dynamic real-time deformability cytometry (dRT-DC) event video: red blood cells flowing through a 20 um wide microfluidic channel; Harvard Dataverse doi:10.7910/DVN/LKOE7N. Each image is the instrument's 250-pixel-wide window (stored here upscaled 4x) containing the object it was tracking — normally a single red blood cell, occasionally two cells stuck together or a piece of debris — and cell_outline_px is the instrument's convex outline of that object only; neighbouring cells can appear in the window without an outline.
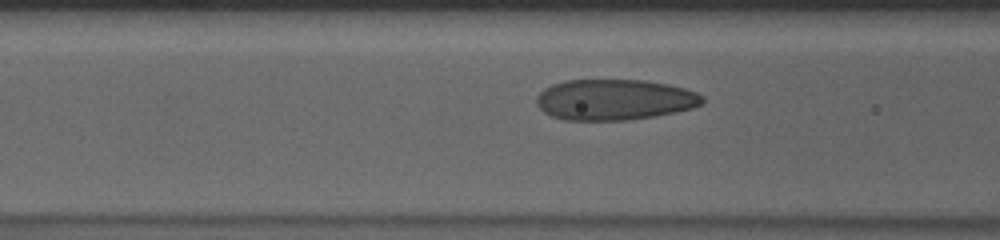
{"species": "human", "species_latin": "Homo sapiens", "temperature_condition": "cold", "stored_images_in_passage": 16, "camera_frame_rate_fps": 3000, "um_per_image_px": 0.085, "donor": {"sex": "male"}, "frame": {"image": 1, "passage_image": 14, "time_ms": 4.333, "image_size_px": [1000, 240], "cell_outline_px": [[704, 104], [692, 108], [676, 112], [656, 116], [624, 120], [564, 120], [552, 116], [544, 112], [536, 104], [536, 96], [544, 88], [552, 84], [564, 80], [644, 80], [668, 84], [684, 88], [696, 92], [704, 96]], "centroid_in_image_um": [52.23, 8.47], "position_along_channel_um": 114.4, "area_um2": 39.71}}